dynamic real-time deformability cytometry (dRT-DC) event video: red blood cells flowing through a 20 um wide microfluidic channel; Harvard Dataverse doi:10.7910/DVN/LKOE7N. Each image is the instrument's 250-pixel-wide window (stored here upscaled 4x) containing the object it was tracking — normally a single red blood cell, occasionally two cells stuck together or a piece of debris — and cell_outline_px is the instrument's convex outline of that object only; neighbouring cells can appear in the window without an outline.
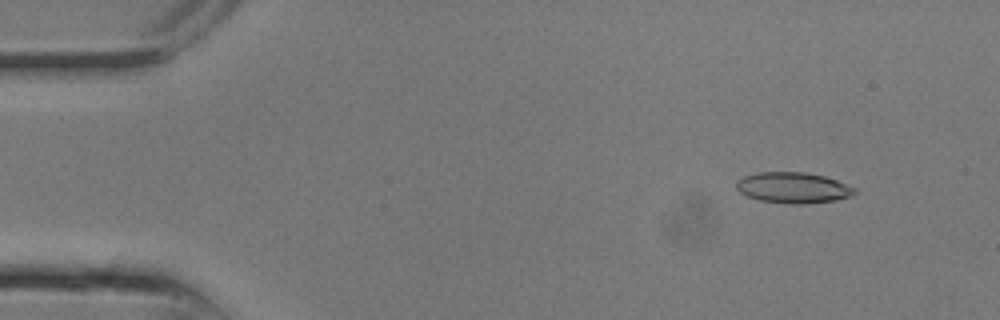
{"species": "common noctule bat (a hibernating species)", "species_latin": "Nyctalus noctula", "temperature_condition": "room temperature", "stored_images_in_passage": 8, "camera_frame_rate_fps": 3000, "um_per_image_px": 0.085, "animal": {"sex": "male", "body_mass_g": 13.3}, "frame": {"image": 1, "passage_image": 2, "time_ms": 0.333, "image_size_px": [1000, 320], "cell_outline_px": [[856, 192], [852, 196], [836, 200], [804, 204], [792, 204], [760, 200], [748, 196], [740, 192], [736, 188], [736, 180], [744, 176], [760, 172], [804, 172], [824, 176], [836, 180], [856, 188]], "centroid_in_image_um": [67.42, 15.95], "position_along_channel_um": 17.6, "area_um2": 21.21}}
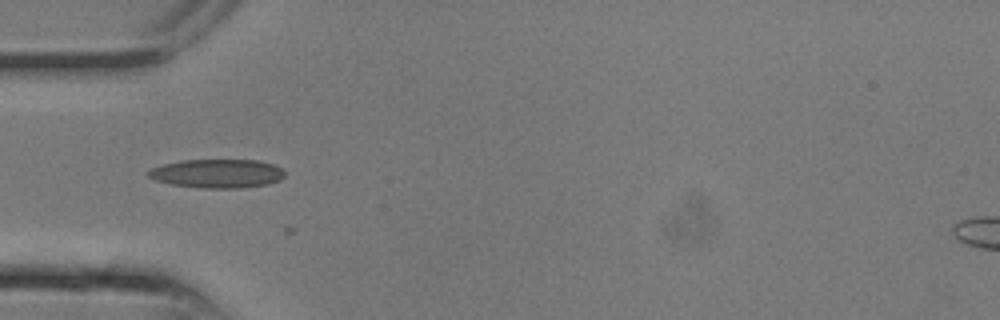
{"frame": {"image": 2, "passage_image": 7, "time_ms": 2.0, "image_size_px": [1000, 320], "cell_outline_px": [[284, 176], [280, 180], [268, 184], [236, 188], [204, 188], [172, 184], [156, 180], [148, 176], [144, 172], [152, 168], [164, 164], [180, 160], [256, 160], [272, 164], [280, 168], [284, 172]], "centroid_in_image_um": [18.44, 14.74], "position_along_channel_um": 66.6, "area_um2": 22.72}}